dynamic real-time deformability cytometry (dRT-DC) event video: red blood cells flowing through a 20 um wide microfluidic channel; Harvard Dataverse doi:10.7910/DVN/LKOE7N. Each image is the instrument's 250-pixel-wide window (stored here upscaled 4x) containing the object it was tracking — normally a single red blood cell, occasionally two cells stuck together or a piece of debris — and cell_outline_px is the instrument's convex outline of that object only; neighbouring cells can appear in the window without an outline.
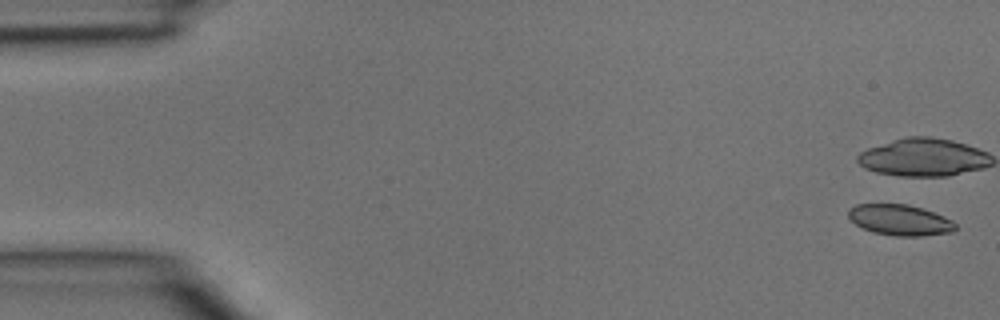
{"species": "common noctule bat (a hibernating species)", "species_latin": "Nyctalus noctula", "temperature_condition": "room temperature", "stored_images_in_passage": 5, "camera_frame_rate_fps": 3000, "um_per_image_px": 0.085, "animal": {"sex": "male", "body_mass_g": 15.6}, "frame": {"image": 1, "passage_image": 1, "time_ms": 0.0, "image_size_px": [1000, 320], "cell_outline_px": [[956, 228], [952, 232], [920, 236], [892, 236], [872, 232], [856, 224], [848, 216], [848, 208], [856, 204], [908, 204], [944, 216], [952, 220], [956, 224]], "centroid_in_image_um": [76.48, 18.7], "position_along_channel_um": 8.5, "area_um2": 19.19}}
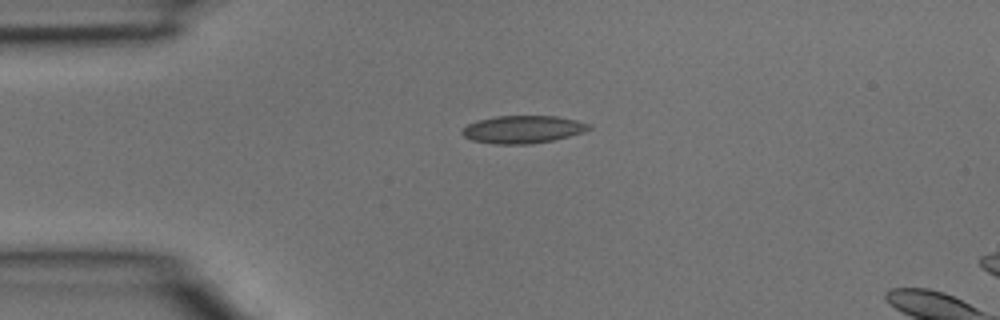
{"frame": {"image": 2, "passage_image": 5, "time_ms": 1.333, "image_size_px": [1000, 320], "cell_outline_px": [[592, 128], [584, 132], [552, 140], [528, 144], [496, 144], [472, 140], [464, 136], [460, 132], [468, 124], [480, 120], [496, 116], [556, 116], [576, 120], [592, 124]], "centroid_in_image_um": [44.47, 10.99], "position_along_channel_um": 40.5, "area_um2": 20.29}}